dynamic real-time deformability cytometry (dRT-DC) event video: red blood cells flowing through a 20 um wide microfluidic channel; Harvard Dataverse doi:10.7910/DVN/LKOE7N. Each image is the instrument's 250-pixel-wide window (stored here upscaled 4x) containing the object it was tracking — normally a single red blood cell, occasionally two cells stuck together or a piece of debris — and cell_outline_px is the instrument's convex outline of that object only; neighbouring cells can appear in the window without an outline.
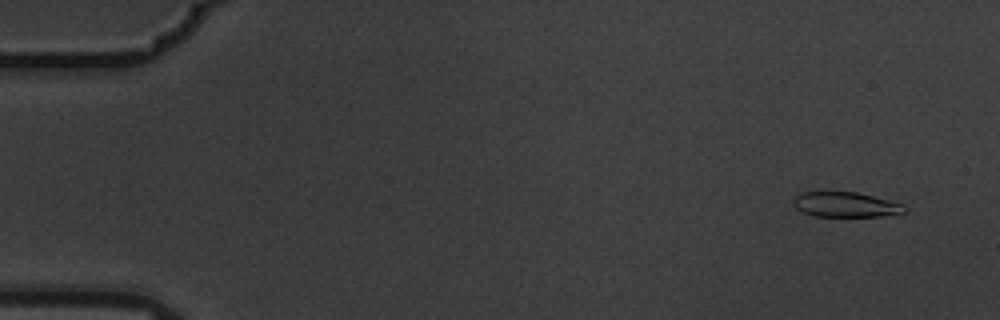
{"species": "common noctule bat (a hibernating species)", "species_latin": "Nyctalus noctula", "temperature_condition": "warm", "stored_images_in_passage": 4, "camera_frame_rate_fps": 3000, "um_per_image_px": 0.085, "animal": {"sex": "male", "body_mass_g": 19.5, "forearm_length_mm": 54.6}, "frame": {"image": 1, "passage_image": 1, "time_ms": 0.0, "image_size_px": [1000, 320], "cell_outline_px": [[908, 208], [904, 212], [884, 216], [812, 216], [796, 208], [792, 204], [792, 200], [800, 192], [856, 192], [904, 204]], "centroid_in_image_um": [71.86, 17.39], "position_along_channel_um": 13.1, "area_um2": 16.18}}